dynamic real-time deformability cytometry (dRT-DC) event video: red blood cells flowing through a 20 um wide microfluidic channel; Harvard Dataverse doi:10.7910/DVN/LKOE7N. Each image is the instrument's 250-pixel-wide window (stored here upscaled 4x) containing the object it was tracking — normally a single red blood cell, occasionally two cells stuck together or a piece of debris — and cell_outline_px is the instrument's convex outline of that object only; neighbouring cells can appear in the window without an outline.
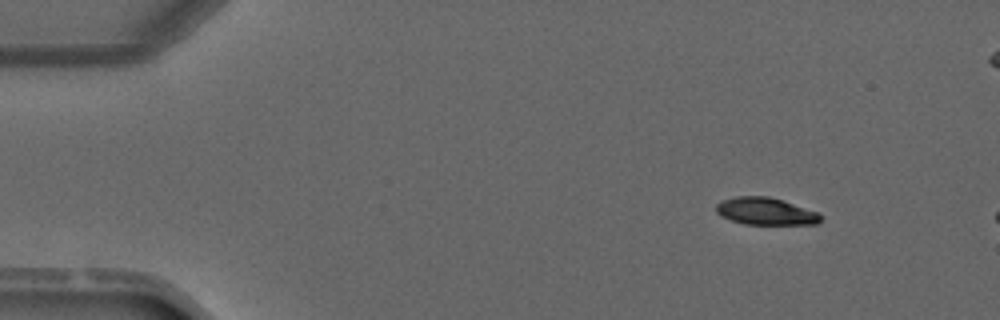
{"species": "common noctule bat (a hibernating species)", "species_latin": "Nyctalus noctula", "temperature_condition": "warm", "stored_images_in_passage": 3, "camera_frame_rate_fps": 3000, "um_per_image_px": 0.085, "animal": {"sex": "male", "forearm_length_mm": 52.5}, "frame": {"image": 1, "passage_image": 1, "time_ms": 0.0, "image_size_px": [1000, 320], "cell_outline_px": [[820, 224], [744, 224], [720, 216], [716, 212], [716, 204], [724, 200], [736, 196], [768, 196], [816, 212], [820, 216]], "centroid_in_image_um": [65.02, 17.97], "position_along_channel_um": 20.0, "area_um2": 16.24}}